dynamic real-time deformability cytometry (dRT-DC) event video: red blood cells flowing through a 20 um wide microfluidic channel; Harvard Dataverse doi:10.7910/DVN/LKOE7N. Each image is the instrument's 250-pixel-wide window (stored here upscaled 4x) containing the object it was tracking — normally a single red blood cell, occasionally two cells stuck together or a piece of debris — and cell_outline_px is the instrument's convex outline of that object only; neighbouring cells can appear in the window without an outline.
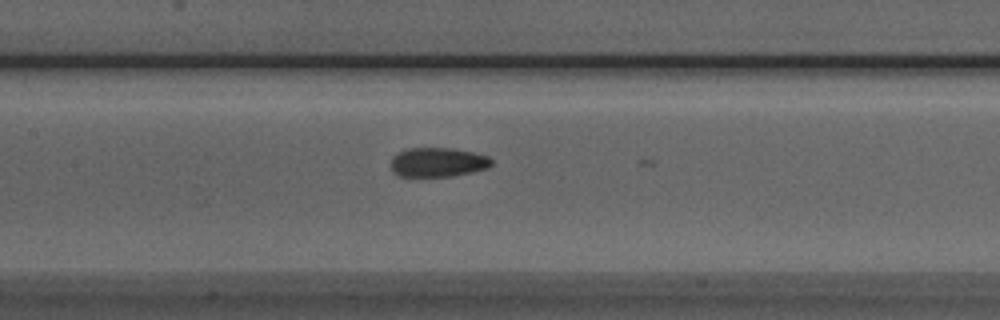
{"species": "Egyptian fruit bat (a non-hibernating species)", "species_latin": "Rousettus aegyptiacus", "temperature_condition": "room temperature", "stored_images_in_passage": 17, "camera_frame_rate_fps": 3000, "um_per_image_px": 0.085, "animal": {"sex": "male"}, "frame": {"image": 1, "passage_image": 12, "time_ms": 3.667, "image_size_px": [1000, 320], "cell_outline_px": [[492, 164], [488, 168], [472, 172], [452, 176], [400, 176], [392, 172], [392, 156], [404, 148], [452, 148], [472, 152], [488, 156], [492, 160]], "centroid_in_image_um": [37.21, 13.78], "position_along_channel_um": 170.2, "area_um2": 17.22}}
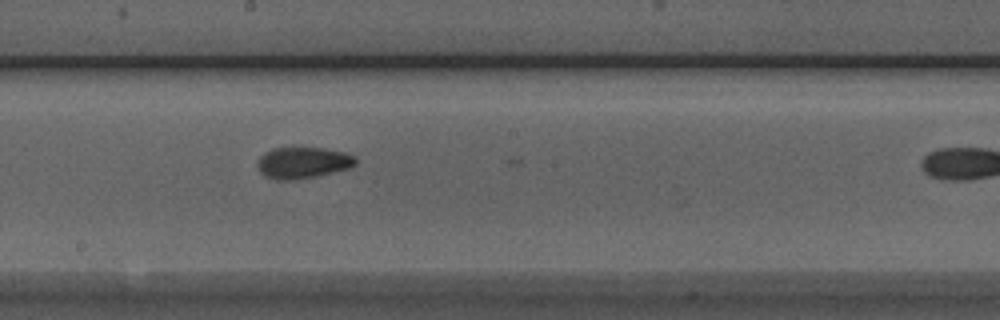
{"frame": {"image": 2, "passage_image": 16, "time_ms": 5.0, "image_size_px": [1000, 320], "cell_outline_px": [[356, 164], [352, 168], [316, 176], [288, 180], [276, 180], [264, 176], [260, 172], [256, 164], [256, 160], [264, 152], [272, 148], [320, 148], [344, 152], [356, 156]], "centroid_in_image_um": [25.72, 13.83], "position_along_channel_um": 222.5, "area_um2": 18.09}}